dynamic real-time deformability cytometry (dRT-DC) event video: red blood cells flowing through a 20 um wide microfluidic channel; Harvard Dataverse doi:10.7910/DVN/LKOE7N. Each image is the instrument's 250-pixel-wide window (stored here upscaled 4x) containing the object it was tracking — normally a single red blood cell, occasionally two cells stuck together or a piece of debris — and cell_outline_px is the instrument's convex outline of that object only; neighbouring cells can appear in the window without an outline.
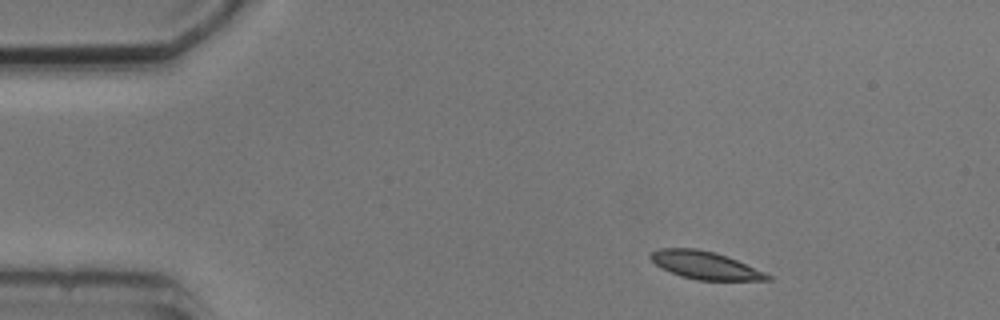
{"species": "common noctule bat (a hibernating species)", "species_latin": "Nyctalus noctula", "temperature_condition": "cold", "stored_images_in_passage": 5, "camera_frame_rate_fps": 3000, "um_per_image_px": 0.085, "animal": {"sex": "male", "body_mass_g": 20.5, "forearm_length_mm": 52.5}, "frame": {"image": 1, "passage_image": 1, "time_ms": 0.0, "image_size_px": [1000, 320], "cell_outline_px": [[772, 280], [696, 280], [680, 276], [656, 264], [648, 256], [652, 252], [660, 248], [696, 248], [712, 252], [736, 260], [764, 272], [772, 276]], "centroid_in_image_um": [59.92, 22.55], "position_along_channel_um": 25.1, "area_um2": 18.5}}
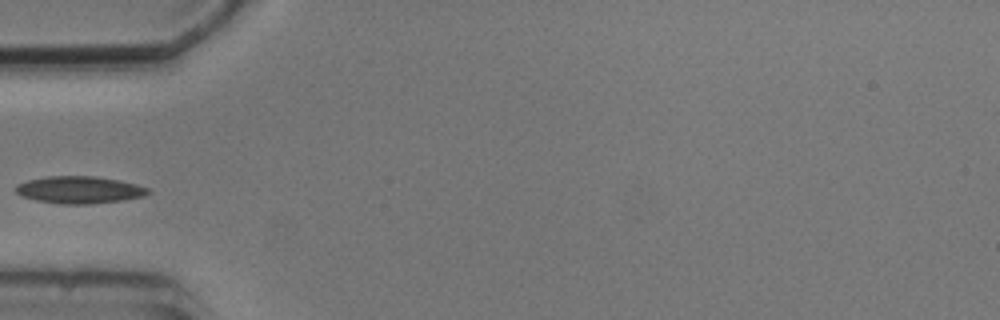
{"frame": {"image": 2, "passage_image": 4, "time_ms": 3.333, "image_size_px": [1000, 320], "cell_outline_px": [[152, 192], [144, 196], [120, 200], [88, 204], [60, 204], [36, 200], [20, 196], [16, 192], [16, 184], [28, 180], [48, 176], [96, 176], [120, 180], [136, 184], [148, 188]], "centroid_in_image_um": [6.74, 16.13], "position_along_channel_um": 78.3, "area_um2": 20.98}}